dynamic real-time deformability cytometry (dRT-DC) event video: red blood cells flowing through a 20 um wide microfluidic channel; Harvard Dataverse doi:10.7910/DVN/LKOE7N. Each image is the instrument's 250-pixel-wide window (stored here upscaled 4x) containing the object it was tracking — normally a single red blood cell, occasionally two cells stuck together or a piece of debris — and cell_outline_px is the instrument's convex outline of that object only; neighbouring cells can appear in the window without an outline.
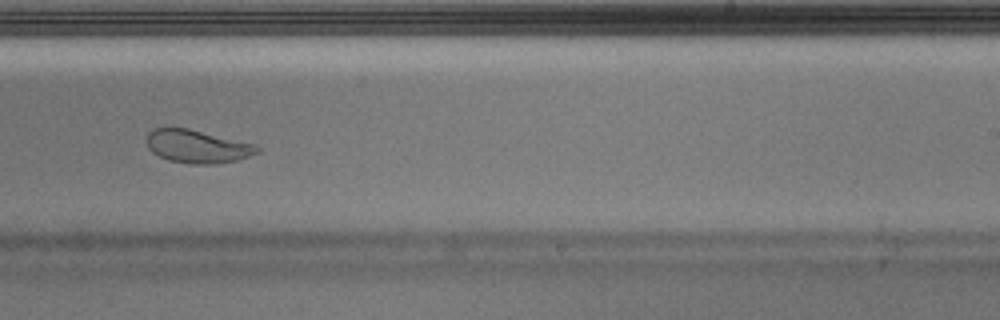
{"species": "Egyptian fruit bat (a non-hibernating species)", "species_latin": "Rousettus aegyptiacus", "temperature_condition": "warm", "stored_images_in_passage": 47, "camera_frame_rate_fps": 3000, "um_per_image_px": 0.085, "animal": {"sex": "male"}, "frame": {"image": 1, "passage_image": 27, "time_ms": 8.667, "image_size_px": [1000, 320], "cell_outline_px": [[260, 152], [236, 160], [216, 164], [192, 164], [168, 160], [152, 152], [148, 148], [148, 132], [156, 128], [188, 128], [256, 144], [260, 148]], "centroid_in_image_um": [16.8, 12.45], "position_along_channel_um": 272.2, "area_um2": 21.21}, "authors_computed_cell_mechanics": {"area_um2": 23.1778, "velocity_mm_per_s": 3.9787, "shape_relaxation_time_tau1_ms": null, "shape_relaxation_time_tau2_ms": 0.8838, "deformation_change_tau1": null, "deformation_change_tau2": 0.0616}}